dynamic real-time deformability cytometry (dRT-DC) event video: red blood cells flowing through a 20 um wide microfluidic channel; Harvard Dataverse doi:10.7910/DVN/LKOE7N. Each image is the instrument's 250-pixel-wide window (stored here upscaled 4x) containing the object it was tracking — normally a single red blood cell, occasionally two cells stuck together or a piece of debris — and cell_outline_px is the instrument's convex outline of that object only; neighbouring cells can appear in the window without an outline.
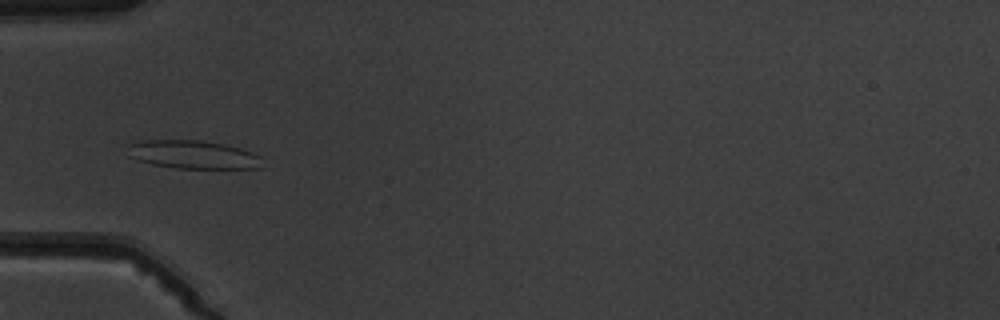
{"species": "common noctule bat (a hibernating species)", "species_latin": "Nyctalus noctula", "temperature_condition": "warm", "stored_images_in_passage": 4, "camera_frame_rate_fps": 3000, "um_per_image_px": 0.085, "animal": {"sex": "male", "body_mass_g": 19.5, "forearm_length_mm": 54.6}, "frame": {"image": 1, "passage_image": 4, "time_ms": 3.667, "image_size_px": [1000, 320], "cell_outline_px": [[260, 168], [176, 168], [152, 164], [136, 160], [128, 156], [124, 144], [144, 140], [200, 140], [224, 144], [240, 148], [252, 152], [260, 156]], "centroid_in_image_um": [16.31, 13.13], "position_along_channel_um": 68.7, "area_um2": 22.37}}